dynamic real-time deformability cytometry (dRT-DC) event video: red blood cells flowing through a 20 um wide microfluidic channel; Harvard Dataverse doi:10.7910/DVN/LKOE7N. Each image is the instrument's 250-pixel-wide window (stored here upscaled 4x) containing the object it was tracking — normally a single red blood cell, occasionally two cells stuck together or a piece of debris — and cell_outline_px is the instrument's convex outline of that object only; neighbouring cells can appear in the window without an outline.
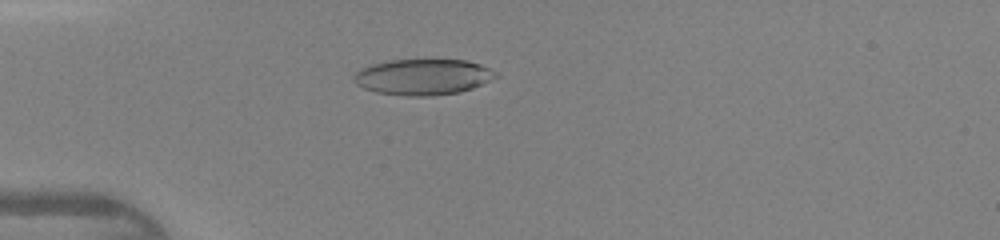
{"species": "human", "species_latin": "Homo sapiens", "temperature_condition": "warm", "stored_images_in_passage": 45, "camera_frame_rate_fps": 3000, "um_per_image_px": 0.085, "donor": {"sex": "female"}, "frame": {"image": 1, "passage_image": 13, "time_ms": 4.0, "image_size_px": [1000, 240], "cell_outline_px": [[500, 76], [472, 88], [460, 92], [432, 96], [408, 96], [376, 92], [364, 88], [356, 84], [352, 80], [352, 76], [356, 72], [372, 64], [388, 60], [468, 60], [480, 64], [500, 72]], "centroid_in_image_um": [35.99, 6.54], "position_along_channel_um": 49.0, "area_um2": 29.88}}
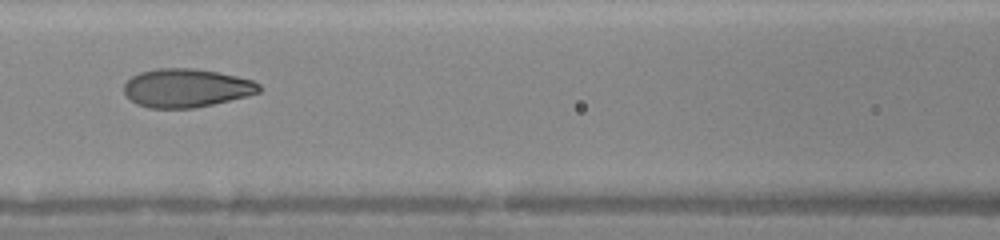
{"frame": {"image": 2, "passage_image": 21, "time_ms": 6.667, "image_size_px": [1000, 240], "cell_outline_px": [[264, 88], [260, 92], [248, 96], [212, 104], [192, 108], [148, 108], [136, 104], [124, 92], [124, 84], [132, 76], [140, 72], [156, 68], [196, 68], [236, 76], [252, 80], [260, 84]], "centroid_in_image_um": [15.86, 7.47], "position_along_channel_um": 150.7, "area_um2": 30.4}}
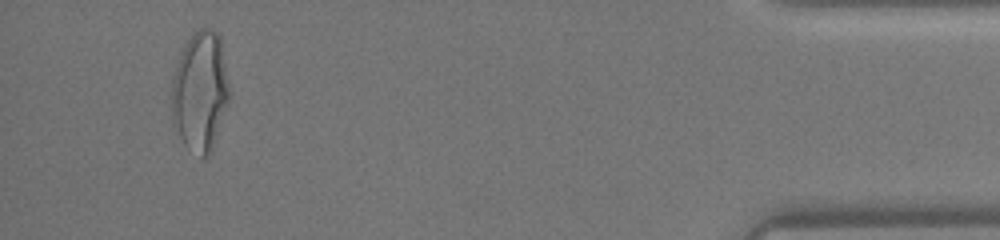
{"frame": {"image": 3, "passage_image": 43, "time_ms": 14.0, "image_size_px": [1000, 240], "cell_outline_px": [[228, 104], [212, 148], [208, 156], [200, 160], [184, 144], [172, 120], [172, 80], [176, 64], [192, 32], [200, 28], [212, 28], [220, 36], [228, 84]], "centroid_in_image_um": [17.01, 7.79], "position_along_channel_um": 418.2, "area_um2": 40.0}}